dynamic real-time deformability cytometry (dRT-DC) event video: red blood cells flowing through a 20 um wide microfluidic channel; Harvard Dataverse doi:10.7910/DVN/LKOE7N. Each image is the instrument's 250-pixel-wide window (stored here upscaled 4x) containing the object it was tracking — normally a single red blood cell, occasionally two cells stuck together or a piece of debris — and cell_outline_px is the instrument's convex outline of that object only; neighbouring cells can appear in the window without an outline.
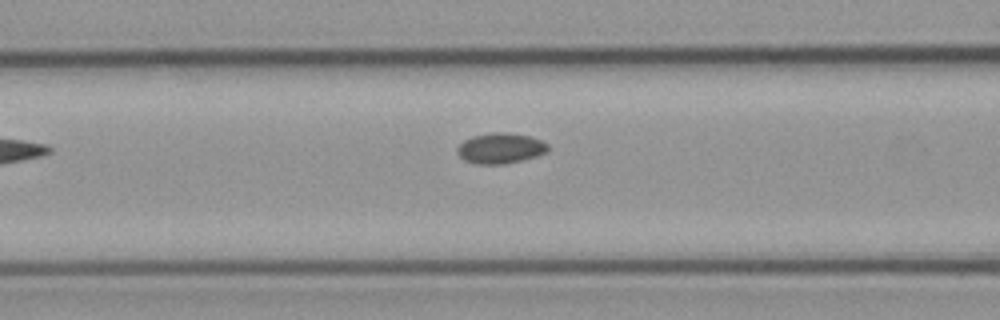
{"species": "common noctule bat (a hibernating species)", "species_latin": "Nyctalus noctula", "temperature_condition": "cold", "stored_images_in_passage": 5, "camera_frame_rate_fps": 3000, "um_per_image_px": 0.085, "animal": {"sex": "male", "body_mass_g": 23.1, "forearm_length_mm": 52.7}, "frame": {"image": 1, "passage_image": 4, "time_ms": 3.333, "image_size_px": [1000, 320], "cell_outline_px": [[548, 152], [536, 156], [504, 164], [476, 164], [464, 160], [456, 152], [456, 148], [464, 140], [472, 136], [492, 132], [508, 132], [532, 136], [548, 144]], "centroid_in_image_um": [42.53, 12.59], "position_along_channel_um": 124.1, "area_um2": 16.24}}
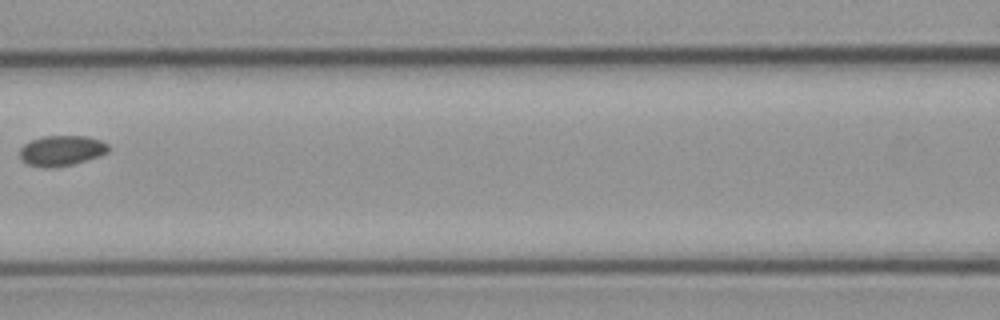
{"frame": {"image": 2, "passage_image": 5, "time_ms": 4.333, "image_size_px": [1000, 320], "cell_outline_px": [[108, 152], [100, 156], [72, 164], [56, 168], [44, 168], [28, 164], [20, 160], [20, 148], [24, 144], [32, 140], [44, 136], [88, 136], [100, 140], [108, 144]], "centroid_in_image_um": [5.22, 12.81], "position_along_channel_um": 161.4, "area_um2": 15.78}}